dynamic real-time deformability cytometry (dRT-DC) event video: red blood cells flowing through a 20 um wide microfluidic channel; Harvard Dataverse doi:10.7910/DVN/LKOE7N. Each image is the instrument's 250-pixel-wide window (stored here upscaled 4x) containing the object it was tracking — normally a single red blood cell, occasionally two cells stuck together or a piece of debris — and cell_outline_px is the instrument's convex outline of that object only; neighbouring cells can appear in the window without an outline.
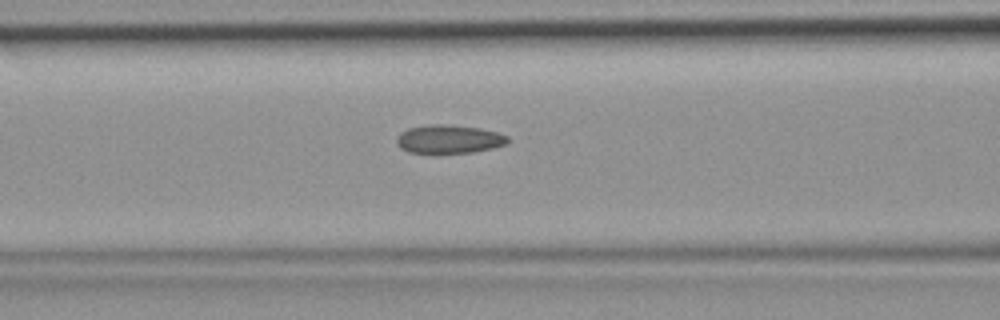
{"species": "common noctule bat (a hibernating species)", "species_latin": "Nyctalus noctula", "temperature_condition": "room temperature", "stored_images_in_passage": 45, "camera_frame_rate_fps": 3000, "um_per_image_px": 0.085, "animal": {"sex": "female", "body_mass_g": 19.9}, "frame": {"image": 1, "passage_image": 19, "time_ms": 6.0, "image_size_px": [1000, 320], "cell_outline_px": [[508, 144], [492, 148], [472, 152], [408, 152], [400, 148], [396, 144], [396, 140], [408, 128], [432, 124], [444, 124], [480, 128], [496, 132], [508, 136]], "centroid_in_image_um": [38.19, 11.82], "position_along_channel_um": 128.4, "area_um2": 18.09}}
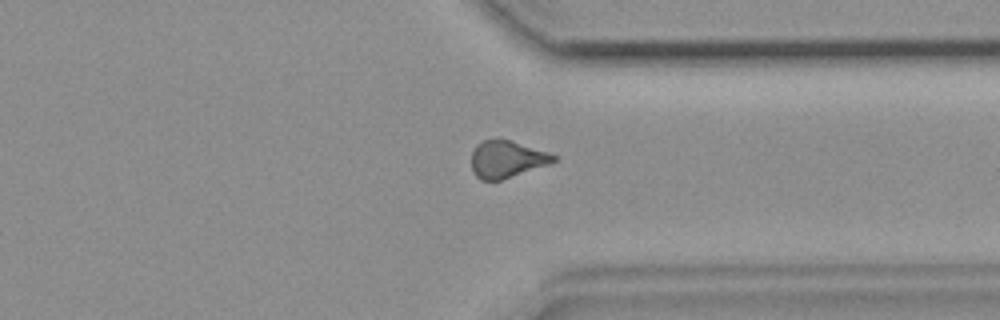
{"frame": {"image": 2, "passage_image": 35, "time_ms": 11.333, "image_size_px": [1000, 320], "cell_outline_px": [[560, 156], [556, 160], [548, 164], [500, 180], [480, 180], [476, 176], [472, 168], [472, 148], [476, 144], [484, 140], [512, 140]], "centroid_in_image_um": [43.08, 13.52], "position_along_channel_um": 368.3, "area_um2": 17.63}}
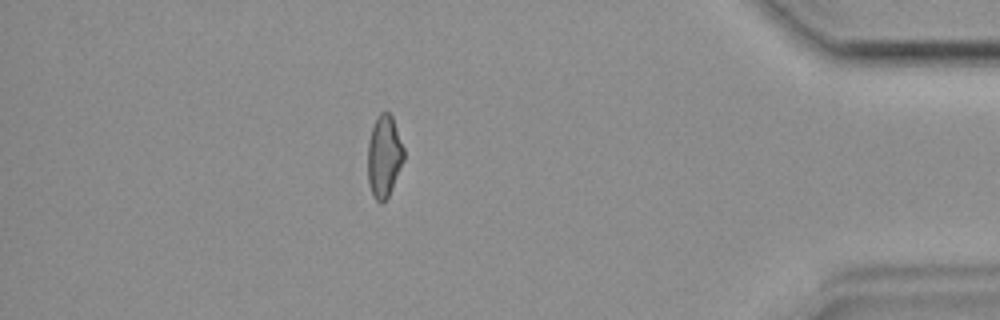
{"frame": {"image": 3, "passage_image": 40, "time_ms": 13.0, "image_size_px": [1000, 320], "cell_outline_px": [[404, 160], [392, 188], [388, 196], [380, 204], [372, 196], [368, 184], [368, 140], [372, 128], [380, 112], [388, 112], [392, 116], [404, 148]], "centroid_in_image_um": [32.64, 13.31], "position_along_channel_um": 402.6, "area_um2": 17.22}}